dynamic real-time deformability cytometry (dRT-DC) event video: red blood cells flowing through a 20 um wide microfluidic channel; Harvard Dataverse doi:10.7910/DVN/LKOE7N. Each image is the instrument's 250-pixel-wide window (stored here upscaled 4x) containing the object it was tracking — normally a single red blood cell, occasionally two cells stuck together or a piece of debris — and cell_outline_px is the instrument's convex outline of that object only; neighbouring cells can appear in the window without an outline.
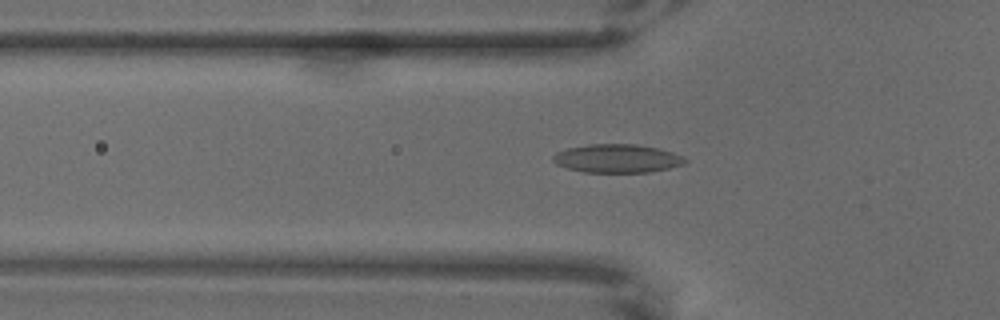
{"species": "common noctule bat (a hibernating species)", "species_latin": "Nyctalus noctula", "temperature_condition": "warm", "stored_images_in_passage": 61, "camera_frame_rate_fps": 3000, "um_per_image_px": 0.085, "animal": {"sex": "male", "body_mass_g": 18.8}, "frame": {"image": 1, "passage_image": 19, "time_ms": 6.0, "image_size_px": [1000, 320], "cell_outline_px": [[688, 160], [684, 164], [668, 168], [648, 172], [584, 172], [568, 168], [556, 164], [552, 160], [552, 156], [556, 152], [568, 148], [588, 144], [636, 144], [656, 148], [672, 152], [684, 156]], "centroid_in_image_um": [52.45, 13.46], "position_along_channel_um": 73.4, "area_um2": 21.85}}
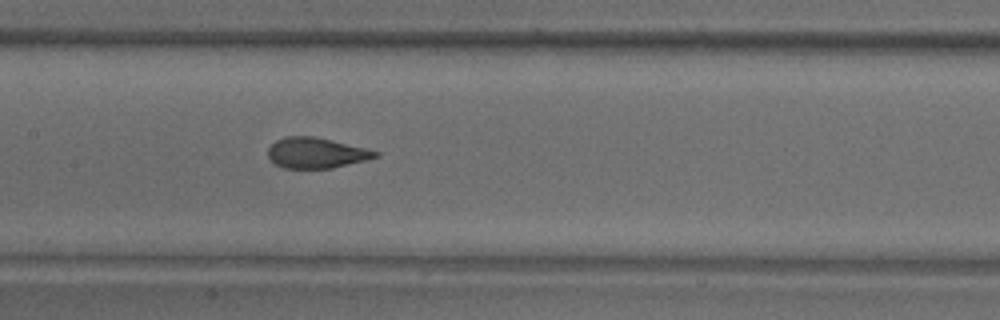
{"frame": {"image": 2, "passage_image": 29, "time_ms": 9.333, "image_size_px": [1000, 320], "cell_outline_px": [[380, 156], [332, 168], [284, 168], [276, 164], [268, 156], [268, 148], [276, 140], [284, 136], [312, 136], [368, 148], [380, 152]], "centroid_in_image_um": [26.88, 12.99], "position_along_channel_um": 180.5, "area_um2": 19.02}}
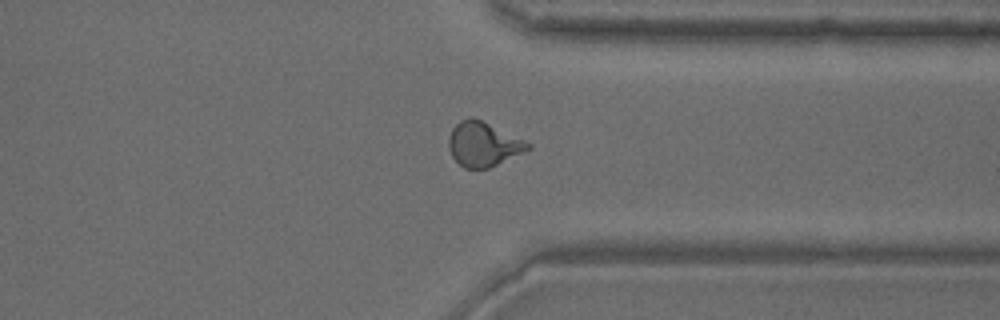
{"frame": {"image": 3, "passage_image": 47, "time_ms": 15.333, "image_size_px": [1000, 320], "cell_outline_px": [[532, 148], [488, 168], [464, 168], [452, 156], [448, 148], [448, 136], [452, 128], [460, 120], [472, 116], [524, 140], [532, 144]], "centroid_in_image_um": [41.05, 12.25], "position_along_channel_um": 370.4, "area_um2": 20.29}}